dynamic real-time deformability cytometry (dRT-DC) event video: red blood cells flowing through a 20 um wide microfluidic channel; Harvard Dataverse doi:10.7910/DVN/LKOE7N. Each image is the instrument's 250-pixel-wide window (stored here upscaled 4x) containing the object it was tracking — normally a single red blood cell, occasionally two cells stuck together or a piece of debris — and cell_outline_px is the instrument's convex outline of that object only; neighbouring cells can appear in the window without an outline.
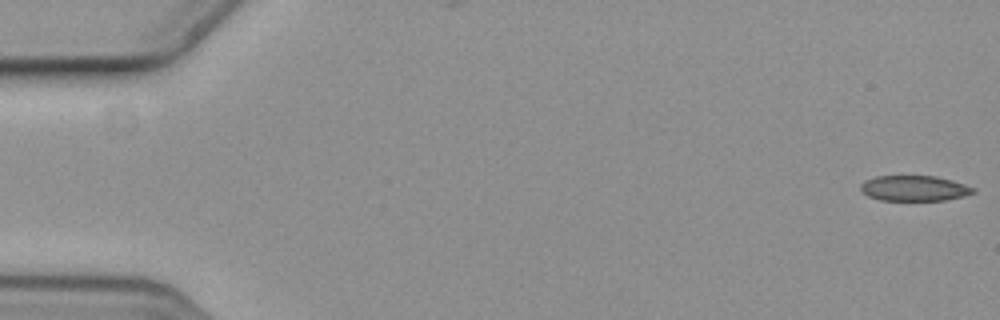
{"species": "common noctule bat (a hibernating species)", "species_latin": "Nyctalus noctula", "temperature_condition": "cold", "stored_images_in_passage": 57, "camera_frame_rate_fps": 3000, "um_per_image_px": 0.085, "animal": {"sex": "female", "body_mass_g": 19.3, "forearm_length_mm": 54.1}, "frame": {"image": 1, "passage_image": 1, "time_ms": 0.0, "image_size_px": [1000, 320], "cell_outline_px": [[976, 192], [964, 196], [944, 200], [880, 200], [868, 196], [860, 188], [860, 184], [864, 180], [876, 176], [936, 176], [952, 180], [972, 188]], "centroid_in_image_um": [77.67, 16.0], "position_along_channel_um": 7.3, "area_um2": 16.53}}
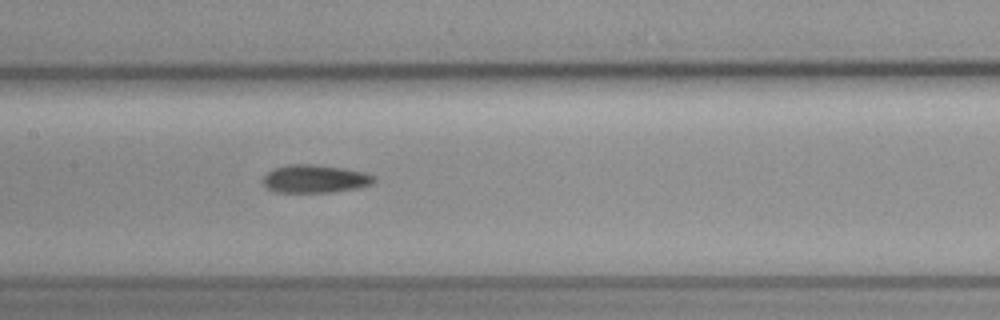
{"frame": {"image": 2, "passage_image": 28, "time_ms": 9.0, "image_size_px": [1000, 320], "cell_outline_px": [[376, 180], [372, 184], [356, 188], [332, 192], [276, 192], [268, 188], [264, 184], [264, 176], [272, 168], [288, 164], [316, 164], [344, 168], [364, 172], [376, 176]], "centroid_in_image_um": [26.79, 15.19], "position_along_channel_um": 180.6, "area_um2": 18.21}}
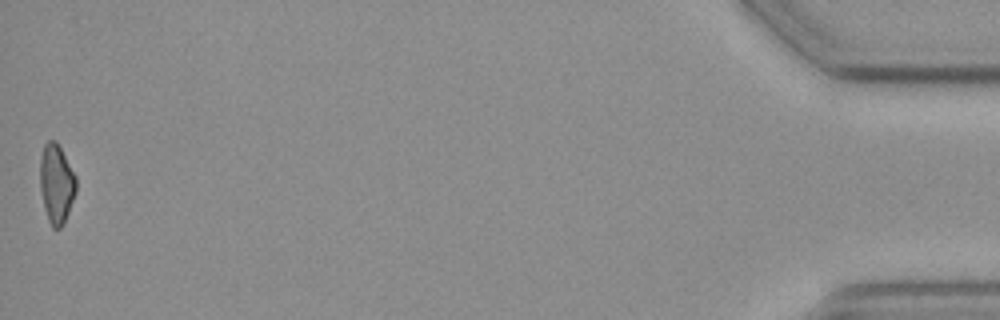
{"frame": {"image": 3, "passage_image": 57, "time_ms": 18.667, "image_size_px": [1000, 320], "cell_outline_px": [[76, 192], [64, 224], [60, 228], [52, 228], [48, 220], [44, 208], [40, 188], [40, 156], [44, 144], [48, 140], [56, 140], [76, 176]], "centroid_in_image_um": [4.79, 15.61], "position_along_channel_um": 430.4, "area_um2": 16.76}, "authors_computed_cell_mechanics": {"area_um2": 17.7446, "velocity_mm_per_s": 3.6481, "shape_relaxation_time_tau1_ms": 3.6166, "shape_relaxation_time_tau2_ms": null, "deformation_change_tau1": 0.0898, "deformation_change_tau2": null}}